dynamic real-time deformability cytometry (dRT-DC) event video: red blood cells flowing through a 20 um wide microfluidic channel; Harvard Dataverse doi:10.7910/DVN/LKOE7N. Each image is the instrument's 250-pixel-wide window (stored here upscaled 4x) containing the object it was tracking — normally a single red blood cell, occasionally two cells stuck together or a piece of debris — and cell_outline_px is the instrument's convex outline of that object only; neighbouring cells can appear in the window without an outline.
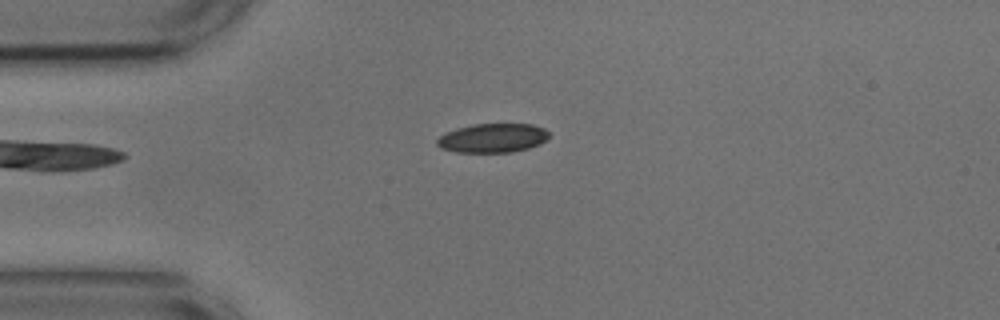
{"species": "common noctule bat (a hibernating species)", "species_latin": "Nyctalus noctula", "temperature_condition": "cold", "stored_images_in_passage": 42, "camera_frame_rate_fps": 3000, "um_per_image_px": 0.085, "animal": {"sex": "male", "body_mass_g": 17.9, "forearm_length_mm": 54.2}, "frame": {"image": 1, "passage_image": 1, "time_ms": 0.0, "image_size_px": [1000, 320], "cell_outline_px": [[548, 136], [540, 144], [528, 148], [512, 152], [456, 152], [440, 148], [436, 144], [436, 140], [444, 132], [456, 128], [472, 124], [532, 124], [544, 128], [548, 132]], "centroid_in_image_um": [41.83, 11.73], "position_along_channel_um": 43.2, "area_um2": 19.02}}
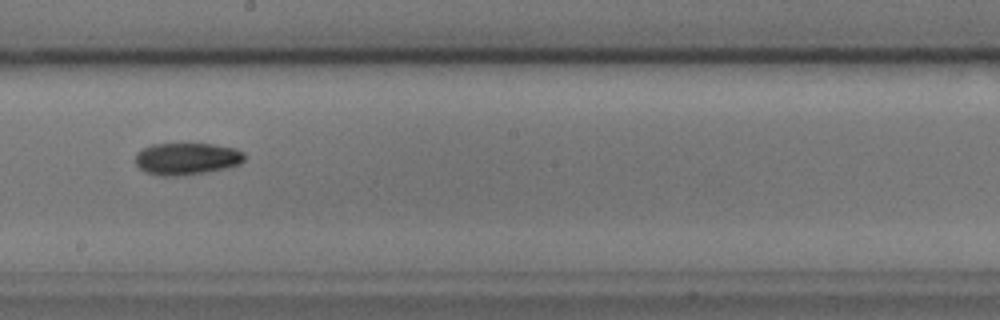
{"frame": {"image": 2, "passage_image": 18, "time_ms": 5.667, "image_size_px": [1000, 320], "cell_outline_px": [[244, 160], [240, 164], [228, 168], [180, 176], [160, 176], [144, 172], [136, 164], [136, 152], [152, 144], [212, 144], [236, 148], [244, 152]], "centroid_in_image_um": [15.88, 13.5], "position_along_channel_um": 232.3, "area_um2": 20.46}}
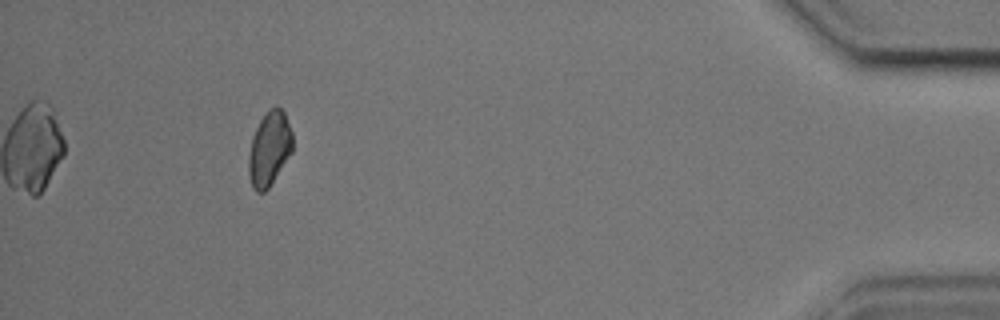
{"frame": {"image": 3, "passage_image": 38, "time_ms": 12.333, "image_size_px": [1000, 320], "cell_outline_px": [[292, 152], [268, 188], [264, 192], [256, 192], [252, 188], [248, 172], [248, 156], [252, 136], [260, 120], [268, 108], [276, 104], [284, 112], [292, 132]], "centroid_in_image_um": [22.88, 12.62], "position_along_channel_um": 412.3, "area_um2": 19.13}, "authors_computed_cell_mechanics": {"area_um2": 19.6809, "velocity_mm_per_s": 3.6461, "shape_relaxation_time_tau1_ms": 3.8942, "shape_relaxation_time_tau2_ms": null, "deformation_change_tau1": 0.0972, "deformation_change_tau2": null}}